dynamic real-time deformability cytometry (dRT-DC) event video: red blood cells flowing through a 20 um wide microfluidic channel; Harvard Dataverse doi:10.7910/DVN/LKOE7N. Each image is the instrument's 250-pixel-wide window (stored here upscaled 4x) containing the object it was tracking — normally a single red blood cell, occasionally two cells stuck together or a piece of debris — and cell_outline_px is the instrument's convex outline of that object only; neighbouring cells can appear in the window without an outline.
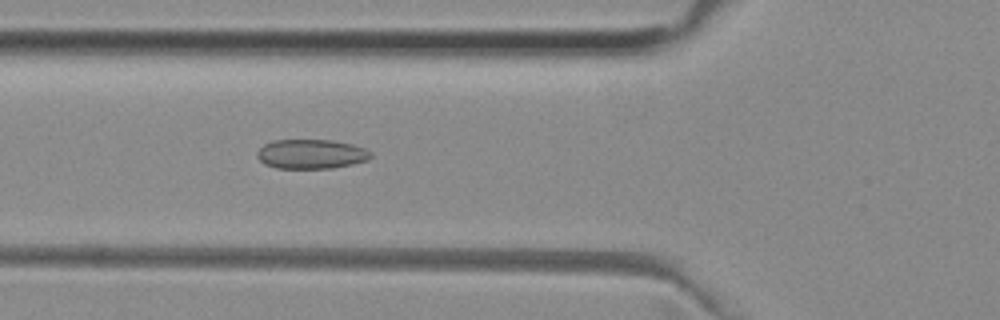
{"species": "common noctule bat (a hibernating species)", "species_latin": "Nyctalus noctula", "temperature_condition": "room temperature", "stored_images_in_passage": 45, "camera_frame_rate_fps": 3000, "um_per_image_px": 0.085, "animal": {"sex": "female", "body_mass_g": 29.2, "forearm_length_mm": 56.3}, "frame": {"image": 1, "passage_image": 12, "time_ms": 3.667, "image_size_px": [1000, 320], "cell_outline_px": [[372, 156], [368, 160], [352, 164], [332, 168], [276, 168], [264, 164], [256, 156], [256, 152], [264, 144], [272, 140], [332, 140], [352, 144], [364, 148], [372, 152]], "centroid_in_image_um": [26.44, 13.09], "position_along_channel_um": 99.4, "area_um2": 19.59}}
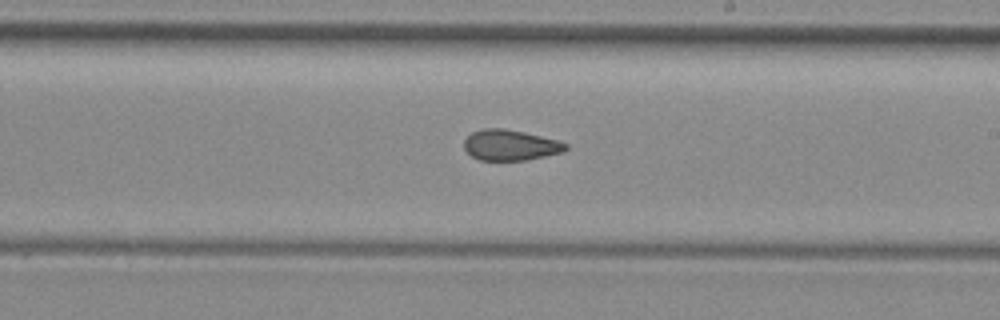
{"frame": {"image": 2, "passage_image": 23, "time_ms": 7.333, "image_size_px": [1000, 320], "cell_outline_px": [[568, 148], [564, 152], [524, 160], [480, 160], [472, 156], [464, 148], [464, 140], [472, 132], [484, 128], [504, 128], [524, 132], [556, 140], [568, 144]], "centroid_in_image_um": [43.37, 12.33], "position_along_channel_um": 245.6, "area_um2": 18.03}}
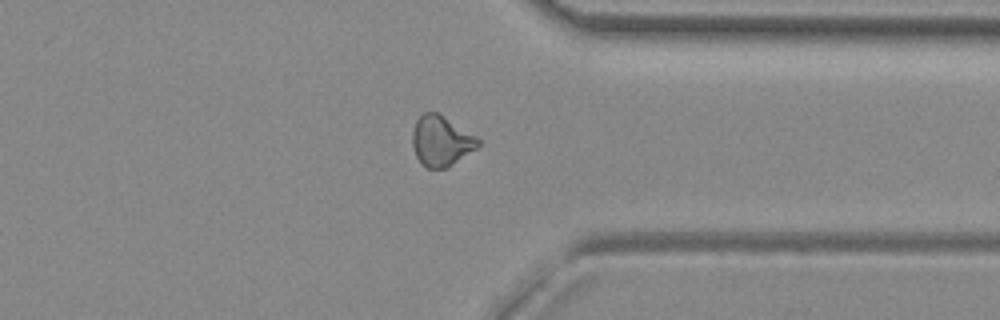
{"frame": {"image": 3, "passage_image": 33, "time_ms": 10.667, "image_size_px": [1000, 320], "cell_outline_px": [[480, 144], [476, 148], [448, 168], [428, 168], [420, 164], [416, 156], [412, 144], [412, 132], [416, 120], [424, 112], [436, 112], [476, 136], [480, 140]], "centroid_in_image_um": [37.47, 12.0], "position_along_channel_um": 373.9, "area_um2": 19.13}, "authors_computed_cell_mechanics": {"area_um2": 19.074, "velocity_mm_per_s": 3.982, "shape_relaxation_time_tau1_ms": null, "shape_relaxation_time_tau2_ms": 2.1403, "deformation_change_tau1": null, "deformation_change_tau2": 0.078}}